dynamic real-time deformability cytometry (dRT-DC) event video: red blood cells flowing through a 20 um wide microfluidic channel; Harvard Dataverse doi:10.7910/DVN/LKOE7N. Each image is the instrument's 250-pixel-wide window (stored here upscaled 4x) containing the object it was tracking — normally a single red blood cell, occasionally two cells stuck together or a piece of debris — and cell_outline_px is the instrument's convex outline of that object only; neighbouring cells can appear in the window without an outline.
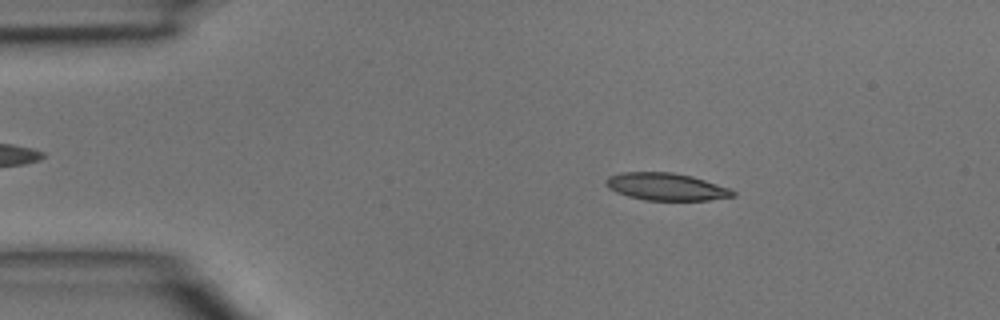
{"species": "common noctule bat (a hibernating species)", "species_latin": "Nyctalus noctula", "temperature_condition": "room temperature", "stored_images_in_passage": 46, "camera_frame_rate_fps": 3000, "um_per_image_px": 0.085, "animal": {"sex": "male", "body_mass_g": 15.6}, "frame": {"image": 1, "passage_image": 7, "time_ms": 2.0, "image_size_px": [1000, 320], "cell_outline_px": [[736, 196], [708, 200], [644, 200], [628, 196], [616, 192], [608, 188], [604, 184], [604, 180], [608, 176], [620, 172], [672, 172], [692, 176], [728, 188], [736, 192]], "centroid_in_image_um": [56.57, 15.86], "position_along_channel_um": 28.4, "area_um2": 20.29}}
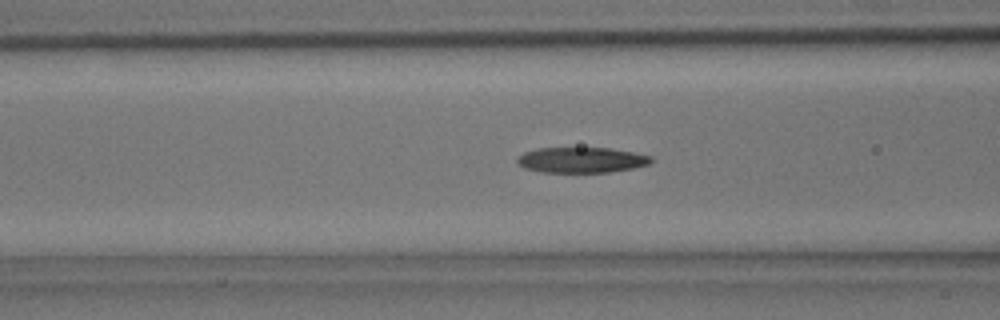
{"frame": {"image": 2, "passage_image": 17, "time_ms": 5.333, "image_size_px": [1000, 320], "cell_outline_px": [[652, 160], [648, 164], [632, 168], [608, 172], [540, 172], [524, 168], [516, 164], [516, 160], [524, 152], [536, 148], [608, 148], [632, 152], [652, 156]], "centroid_in_image_um": [49.37, 13.6], "position_along_channel_um": 117.2, "area_um2": 19.83}}
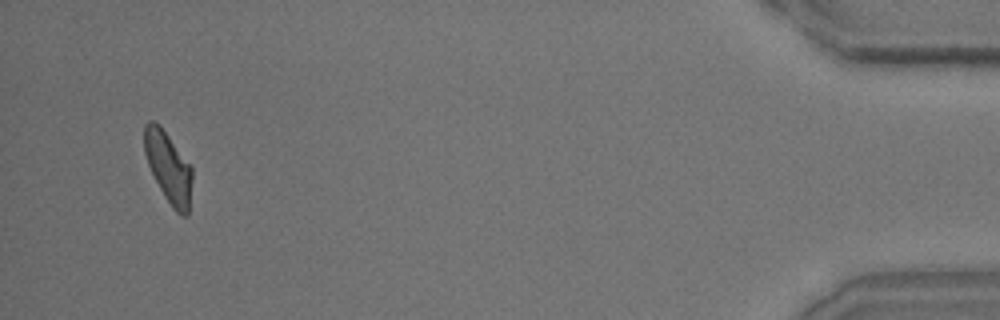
{"frame": {"image": 3, "passage_image": 44, "time_ms": 14.333, "image_size_px": [1000, 320], "cell_outline_px": [[192, 180], [188, 212], [184, 216], [180, 216], [172, 208], [164, 196], [148, 164], [144, 152], [144, 124], [148, 120], [152, 120], [160, 124], [192, 168]], "centroid_in_image_um": [14.3, 14.2], "position_along_channel_um": 420.9, "area_um2": 19.59}}